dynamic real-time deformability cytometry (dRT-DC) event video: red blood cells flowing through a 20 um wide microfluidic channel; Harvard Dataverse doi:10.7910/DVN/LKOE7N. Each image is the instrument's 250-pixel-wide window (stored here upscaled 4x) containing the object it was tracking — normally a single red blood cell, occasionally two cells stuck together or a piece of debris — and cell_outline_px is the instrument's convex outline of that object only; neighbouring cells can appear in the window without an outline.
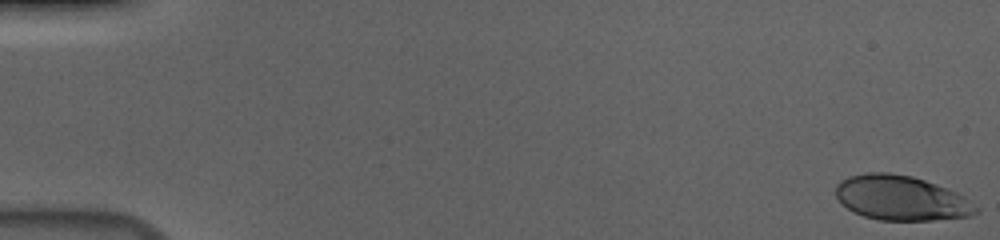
{"species": "human", "species_latin": "Homo sapiens", "temperature_condition": "cold", "stored_images_in_passage": 57, "camera_frame_rate_fps": 3000, "um_per_image_px": 0.085, "donor": {"sex": "male"}, "frame": {"image": 1, "passage_image": 1, "time_ms": 0.0, "image_size_px": [1000, 240], "cell_outline_px": [[980, 212], [972, 216], [932, 220], [880, 220], [864, 216], [848, 208], [836, 196], [836, 184], [840, 180], [848, 176], [868, 172], [888, 172], [912, 176], [936, 184], [956, 192], [964, 196], [980, 208]], "centroid_in_image_um": [76.63, 16.83], "position_along_channel_um": 8.4, "area_um2": 36.59}}
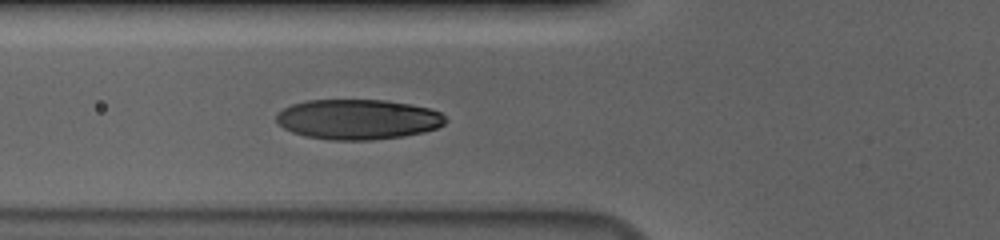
{"frame": {"image": 2, "passage_image": 22, "time_ms": 7.0, "image_size_px": [1000, 240], "cell_outline_px": [[448, 120], [444, 124], [436, 128], [424, 132], [404, 136], [372, 140], [328, 140], [304, 136], [292, 132], [284, 128], [276, 120], [276, 112], [292, 104], [308, 100], [388, 100], [412, 104], [428, 108], [440, 112]], "centroid_in_image_um": [30.42, 10.14], "position_along_channel_um": 95.4, "area_um2": 39.82}}
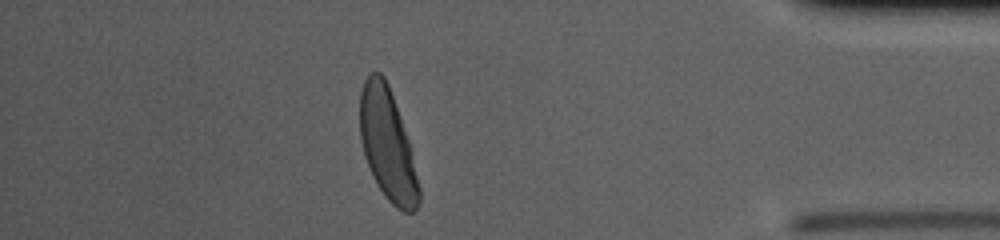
{"frame": {"image": 3, "passage_image": 50, "time_ms": 16.333, "image_size_px": [1000, 240], "cell_outline_px": [[420, 204], [412, 212], [404, 212], [396, 208], [384, 196], [376, 184], [372, 176], [364, 156], [360, 140], [360, 92], [364, 80], [372, 72], [380, 72], [384, 76], [388, 84], [400, 116], [408, 140], [420, 188]], "centroid_in_image_um": [32.92, 12.32], "position_along_channel_um": 402.3, "area_um2": 38.21}, "authors_computed_cell_mechanics": {"area_um2": 38.7838, "velocity_mm_per_s": 3.6749, "shape_relaxation_time_tau1_ms": 3.64, "shape_relaxation_time_tau2_ms": null, "deformation_change_tau1": 0.1775, "deformation_change_tau2": null}}